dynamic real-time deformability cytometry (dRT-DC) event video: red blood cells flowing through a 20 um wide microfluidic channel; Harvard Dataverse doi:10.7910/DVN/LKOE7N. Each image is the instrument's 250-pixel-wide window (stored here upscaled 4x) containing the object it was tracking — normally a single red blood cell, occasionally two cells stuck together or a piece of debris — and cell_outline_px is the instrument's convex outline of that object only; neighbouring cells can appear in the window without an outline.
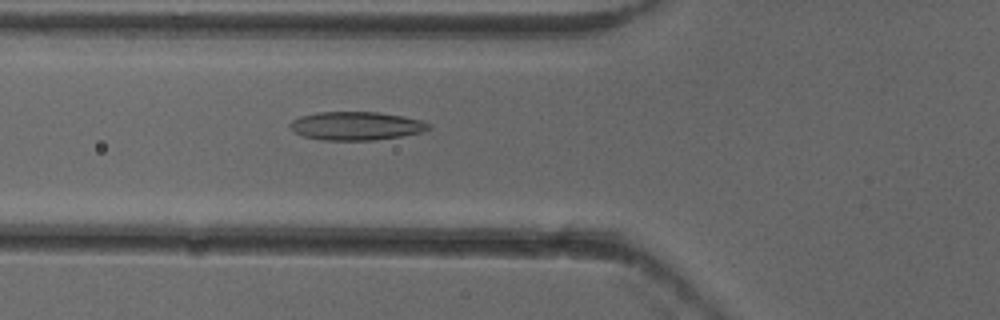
{"species": "common noctule bat (a hibernating species)", "species_latin": "Nyctalus noctula", "temperature_condition": "cold", "stored_images_in_passage": 44, "camera_frame_rate_fps": 3000, "um_per_image_px": 0.085, "animal": {"sex": "female"}, "frame": {"image": 1, "passage_image": 10, "time_ms": 3.0, "image_size_px": [1000, 320], "cell_outline_px": [[432, 128], [424, 132], [376, 140], [324, 140], [304, 136], [296, 132], [288, 124], [292, 120], [300, 116], [316, 112], [380, 112], [404, 116], [420, 120], [432, 124]], "centroid_in_image_um": [30.32, 10.69], "position_along_channel_um": 95.5, "area_um2": 23.06}}
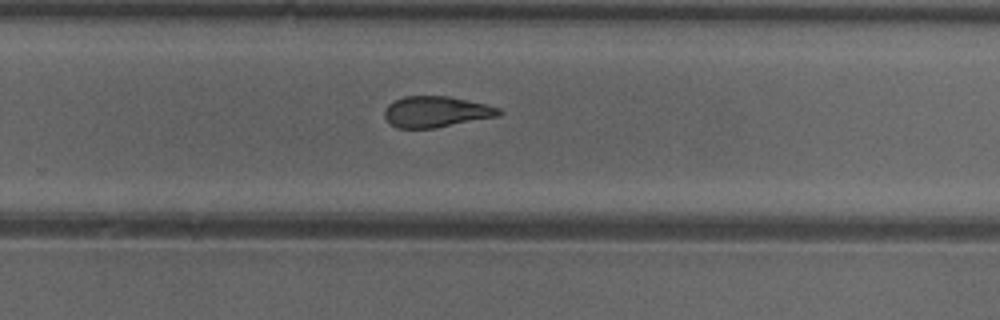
{"frame": {"image": 2, "passage_image": 25, "time_ms": 8.0, "image_size_px": [1000, 320], "cell_outline_px": [[504, 112], [500, 116], [436, 128], [396, 128], [384, 116], [384, 108], [388, 104], [404, 96], [448, 96], [484, 104], [500, 108]], "centroid_in_image_um": [37.09, 9.5], "position_along_channel_um": 292.7, "area_um2": 20.69}}
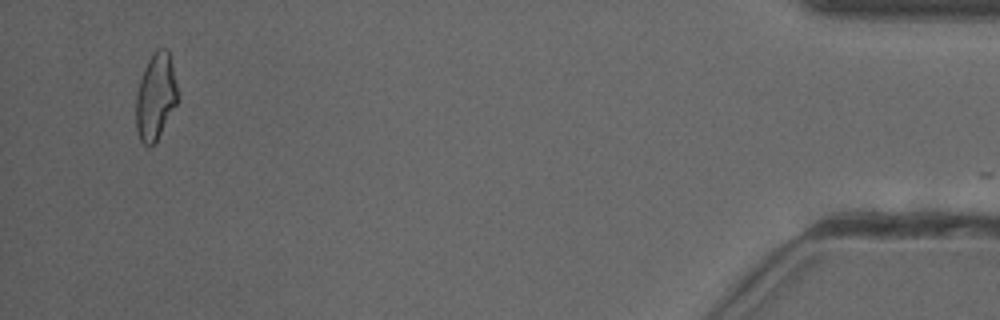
{"frame": {"image": 3, "passage_image": 41, "time_ms": 13.333, "image_size_px": [1000, 320], "cell_outline_px": [[180, 100], [156, 140], [148, 148], [140, 140], [136, 128], [136, 96], [140, 80], [144, 68], [152, 52], [156, 48], [168, 48], [180, 96]], "centroid_in_image_um": [13.26, 8.18], "position_along_channel_um": 421.9, "area_um2": 21.33}, "authors_computed_cell_mechanics": {"area_um2": 21.6172, "velocity_mm_per_s": 3.9318, "shape_relaxation_time_tau1_ms": null, "shape_relaxation_time_tau2_ms": 2.9263, "deformation_change_tau1": null, "deformation_change_tau2": 0.1105}}